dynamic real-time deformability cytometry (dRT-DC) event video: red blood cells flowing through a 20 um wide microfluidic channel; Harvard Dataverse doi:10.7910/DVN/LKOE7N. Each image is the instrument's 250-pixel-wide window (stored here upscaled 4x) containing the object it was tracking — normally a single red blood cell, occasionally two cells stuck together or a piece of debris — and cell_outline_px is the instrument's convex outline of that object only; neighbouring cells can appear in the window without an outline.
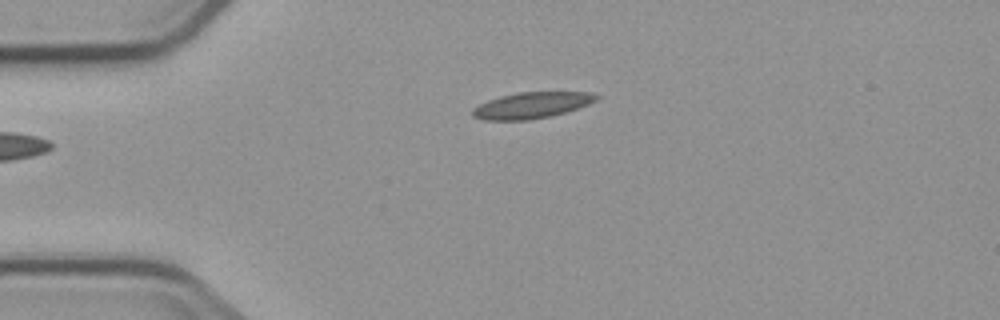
{"species": "common noctule bat (a hibernating species)", "species_latin": "Nyctalus noctula", "temperature_condition": "cold", "stored_images_in_passage": 4, "camera_frame_rate_fps": 3000, "um_per_image_px": 0.085, "animal": {"sex": "male", "body_mass_g": 23.1, "forearm_length_mm": 52.7}, "frame": {"image": 1, "passage_image": 4, "time_ms": 4.333, "image_size_px": [1000, 320], "cell_outline_px": [[600, 96], [596, 100], [588, 104], [564, 112], [548, 116], [528, 120], [484, 120], [472, 116], [472, 108], [488, 100], [500, 96], [516, 92], [592, 92]], "centroid_in_image_um": [45.16, 8.94], "position_along_channel_um": 39.8, "area_um2": 18.73}}